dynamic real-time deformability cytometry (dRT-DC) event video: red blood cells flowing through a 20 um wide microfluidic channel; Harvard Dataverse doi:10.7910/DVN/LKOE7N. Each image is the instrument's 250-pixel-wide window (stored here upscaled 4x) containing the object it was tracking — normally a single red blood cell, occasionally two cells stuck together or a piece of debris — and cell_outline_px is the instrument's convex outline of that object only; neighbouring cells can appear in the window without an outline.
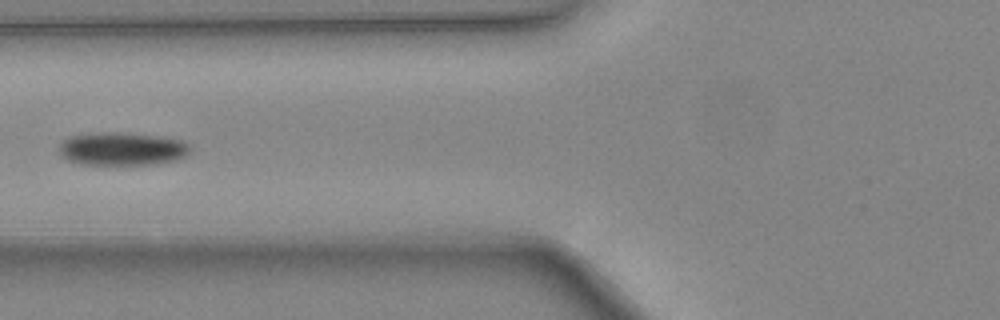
{"species": "common noctule bat (a hibernating species)", "species_latin": "Nyctalus noctula", "temperature_condition": "warm", "stored_images_in_passage": 49, "camera_frame_rate_fps": 3000, "um_per_image_px": 0.085, "animal": {"sex": "female", "body_mass_g": 24.6, "forearm_length_mm": 56.2}, "frame": {"image": 1, "passage_image": 22, "time_ms": 7.0, "image_size_px": [1000, 320], "cell_outline_px": [[192, 152], [188, 156], [176, 160], [156, 164], [76, 164], [68, 160], [56, 148], [68, 136], [88, 132], [116, 132], [160, 136], [180, 140], [188, 144], [192, 148]], "centroid_in_image_um": [10.38, 12.64], "position_along_channel_um": 115.4, "area_um2": 25.72}}
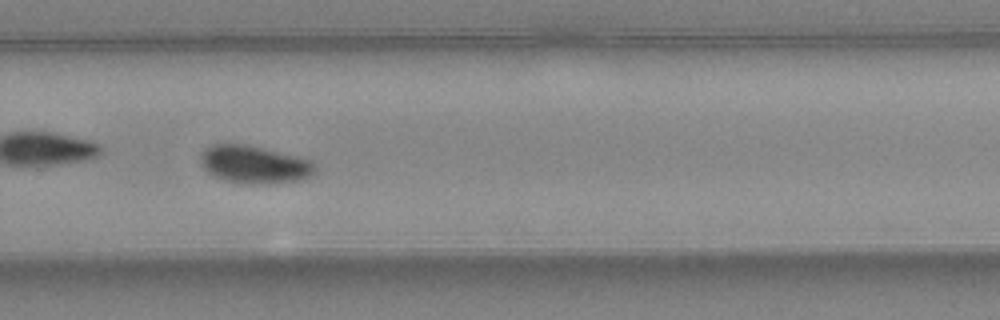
{"frame": {"image": 2, "passage_image": 35, "time_ms": 11.333, "image_size_px": [1000, 320], "cell_outline_px": [[316, 172], [312, 176], [300, 180], [272, 184], [236, 184], [212, 176], [200, 164], [200, 156], [204, 148], [212, 144], [244, 144], [296, 156], [308, 160], [316, 164]], "centroid_in_image_um": [21.59, 14.01], "position_along_channel_um": 308.2, "area_um2": 25.55}}
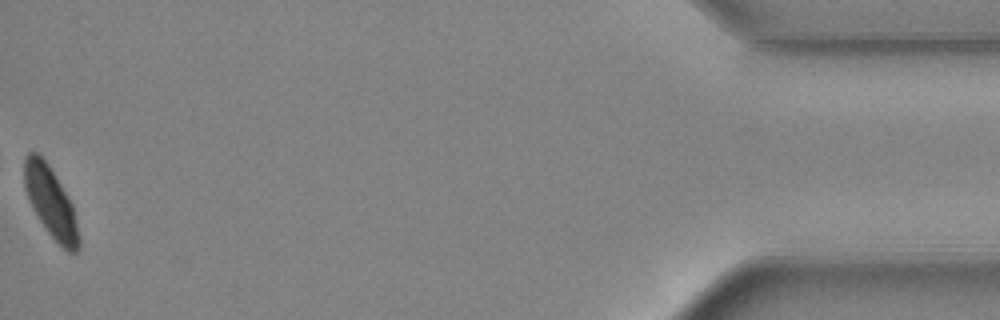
{"frame": {"image": 3, "passage_image": 49, "time_ms": 16.0, "image_size_px": [1000, 320], "cell_outline_px": [[80, 248], [76, 252], [68, 252], [44, 228], [28, 196], [24, 184], [24, 160], [28, 152], [36, 152], [48, 164], [68, 196], [72, 204], [80, 236]], "centroid_in_image_um": [4.34, 17.2], "position_along_channel_um": 430.9, "area_um2": 21.91}, "authors_computed_cell_mechanics": {"area_um2": 23.698, "velocity_mm_per_s": 4.453, "shape_relaxation_time_tau1_ms": 2.6795, "shape_relaxation_time_tau2_ms": null, "deformation_change_tau1": 0.0989, "deformation_change_tau2": null}}